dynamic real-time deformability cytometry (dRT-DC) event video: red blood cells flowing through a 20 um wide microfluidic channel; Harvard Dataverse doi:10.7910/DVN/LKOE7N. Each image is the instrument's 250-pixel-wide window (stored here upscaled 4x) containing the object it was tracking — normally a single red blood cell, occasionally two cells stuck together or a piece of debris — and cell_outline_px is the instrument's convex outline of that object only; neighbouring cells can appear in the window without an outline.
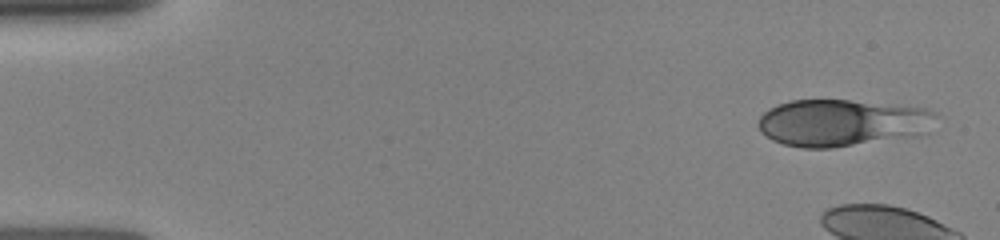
{"species": "human", "species_latin": "Homo sapiens", "temperature_condition": "room temperature", "stored_images_in_passage": 7, "camera_frame_rate_fps": 3000, "um_per_image_px": 0.085, "donor": {"sex": "female"}, "frame": {"image": 1, "passage_image": 2, "time_ms": 0.333, "image_size_px": [1000, 240], "cell_outline_px": [[936, 116], [928, 132], [920, 136], [832, 148], [804, 148], [784, 144], [772, 140], [760, 132], [756, 124], [760, 116], [768, 108], [792, 100], [848, 100], [924, 108], [936, 112]], "centroid_in_image_um": [71.56, 10.45], "position_along_channel_um": 13.4, "area_um2": 48.96}}